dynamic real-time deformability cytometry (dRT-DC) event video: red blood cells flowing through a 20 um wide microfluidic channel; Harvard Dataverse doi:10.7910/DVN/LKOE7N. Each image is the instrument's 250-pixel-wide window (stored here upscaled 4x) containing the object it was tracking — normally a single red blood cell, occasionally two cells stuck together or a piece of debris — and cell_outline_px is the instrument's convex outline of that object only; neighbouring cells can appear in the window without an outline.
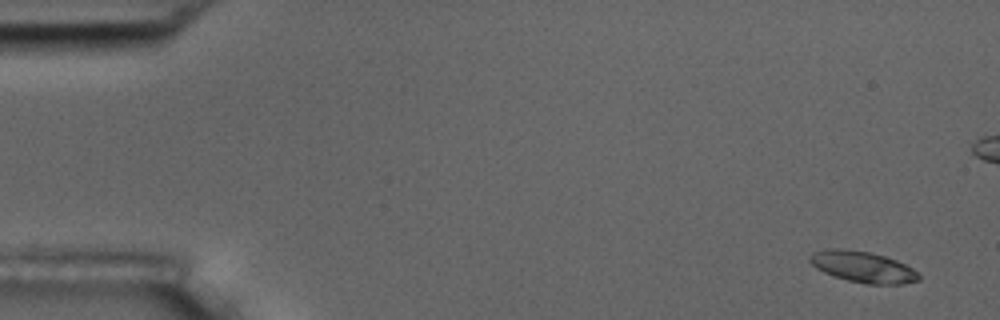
{"species": "common noctule bat (a hibernating species)", "species_latin": "Nyctalus noctula", "temperature_condition": "room temperature", "stored_images_in_passage": 3, "camera_frame_rate_fps": 3000, "um_per_image_px": 0.085, "animal": {"sex": "male", "body_mass_g": 17.5, "forearm_length_mm": 52.3}, "frame": {"image": 1, "passage_image": 1, "time_ms": 0.0, "image_size_px": [1000, 320], "cell_outline_px": [[920, 280], [900, 284], [868, 284], [848, 280], [824, 272], [816, 268], [808, 260], [808, 256], [816, 252], [828, 248], [840, 248], [868, 252], [884, 256], [896, 260], [912, 268], [920, 276]], "centroid_in_image_um": [73.33, 22.68], "position_along_channel_um": 11.7, "area_um2": 19.48}}